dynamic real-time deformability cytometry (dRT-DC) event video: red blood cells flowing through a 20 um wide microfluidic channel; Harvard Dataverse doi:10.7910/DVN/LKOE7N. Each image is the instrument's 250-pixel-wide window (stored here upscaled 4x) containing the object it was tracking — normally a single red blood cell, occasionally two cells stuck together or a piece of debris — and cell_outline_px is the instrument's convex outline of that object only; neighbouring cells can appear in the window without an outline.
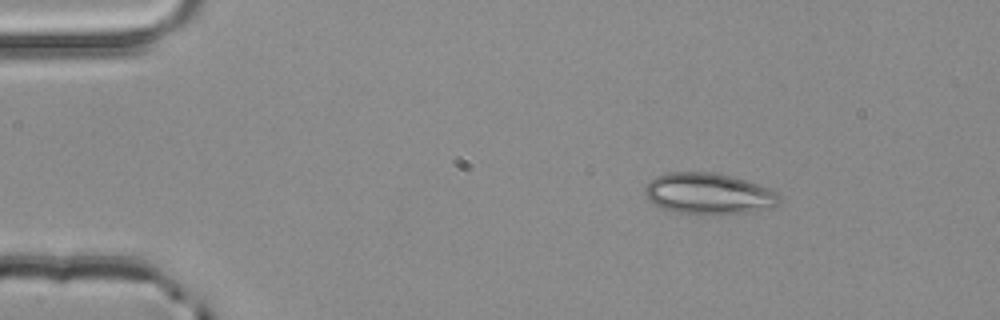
{"species": "common noctule bat (a hibernating species)", "species_latin": "Nyctalus noctula", "temperature_condition": "room temperature", "stored_images_in_passage": 3, "camera_frame_rate_fps": 3000, "um_per_image_px": 0.085, "animal": {"sex": "male", "body_mass_g": 20.4}, "frame": {"image": 1, "passage_image": 1, "time_ms": 0.0, "image_size_px": [1000, 320], "cell_outline_px": [[780, 200], [776, 204], [768, 208], [752, 212], [720, 216], [704, 216], [676, 212], [660, 208], [648, 200], [644, 192], [644, 188], [656, 176], [668, 172], [712, 172], [732, 176], [768, 188], [776, 192], [780, 196]], "centroid_in_image_um": [60.21, 16.5], "position_along_channel_um": 24.8, "area_um2": 32.77}}